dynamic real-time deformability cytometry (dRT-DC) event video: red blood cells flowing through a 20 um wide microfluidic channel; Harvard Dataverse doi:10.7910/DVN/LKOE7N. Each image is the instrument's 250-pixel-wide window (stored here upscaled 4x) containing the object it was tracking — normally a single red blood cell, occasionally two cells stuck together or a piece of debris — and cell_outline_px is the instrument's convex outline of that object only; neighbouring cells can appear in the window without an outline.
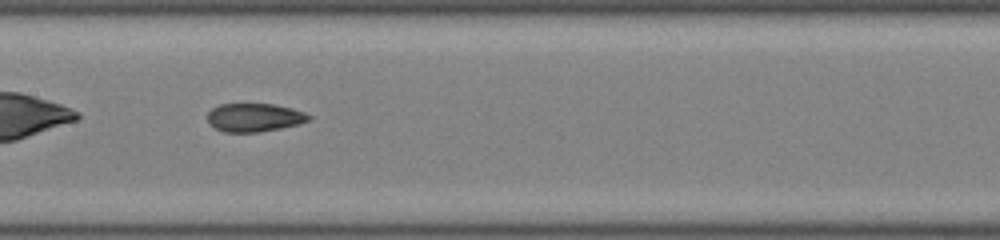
{"species": "common noctule bat (a hibernating species)", "species_latin": "Nyctalus noctula", "temperature_condition": "room temperature", "stored_images_in_passage": 33, "camera_frame_rate_fps": 3000, "um_per_image_px": 0.085, "animal": {"sex": "male", "body_mass_g": 19.0, "forearm_length_mm": 50.8}, "frame": {"image": 1, "passage_image": 10, "time_ms": 3.0, "image_size_px": [1000, 240], "cell_outline_px": [[312, 116], [308, 120], [296, 124], [280, 128], [260, 132], [224, 132], [216, 128], [208, 120], [208, 112], [212, 108], [220, 104], [272, 104], [292, 108], [304, 112]], "centroid_in_image_um": [21.61, 9.98], "position_along_channel_um": 185.8, "area_um2": 16.53}}
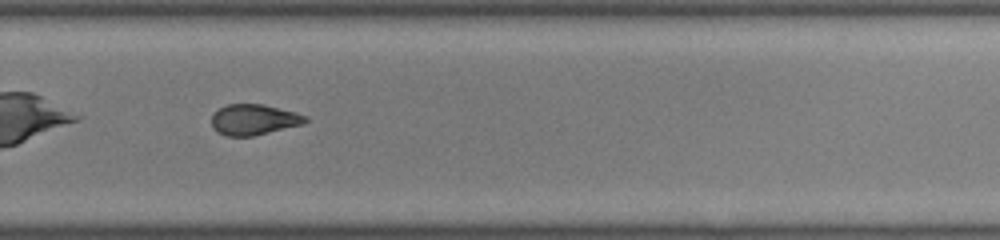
{"frame": {"image": 2, "passage_image": 19, "time_ms": 6.0, "image_size_px": [1000, 240], "cell_outline_px": [[308, 120], [304, 124], [252, 136], [224, 136], [216, 132], [212, 128], [212, 112], [228, 104], [264, 104], [296, 112], [308, 116]], "centroid_in_image_um": [21.57, 10.17], "position_along_channel_um": 308.2, "area_um2": 16.99}, "authors_computed_cell_mechanics": {"area_um2": 16.9932, "velocity_mm_per_s": 4.0974, "shape_relaxation_time_tau1_ms": 9.0684, "shape_relaxation_time_tau2_ms": 2.7519, "deformation_change_tau1": 0.2094, "deformation_change_tau2": 0.105}}